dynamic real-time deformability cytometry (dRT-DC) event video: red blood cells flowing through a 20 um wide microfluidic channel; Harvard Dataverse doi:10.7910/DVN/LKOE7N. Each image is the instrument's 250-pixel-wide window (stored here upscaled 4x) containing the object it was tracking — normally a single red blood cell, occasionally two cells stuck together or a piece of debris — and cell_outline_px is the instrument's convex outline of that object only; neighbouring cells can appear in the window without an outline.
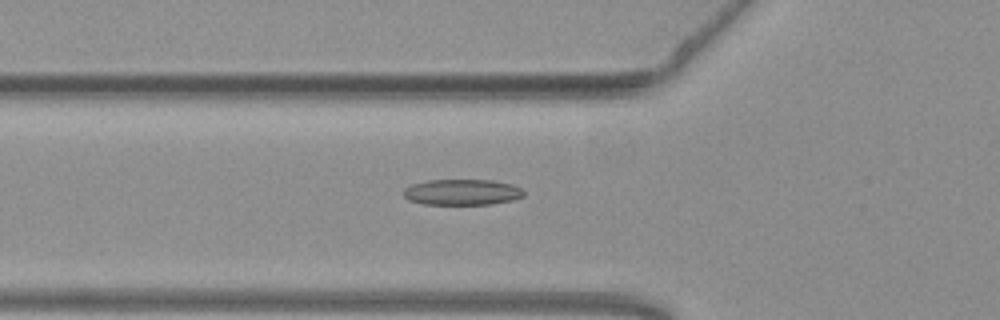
{"species": "common noctule bat (a hibernating species)", "species_latin": "Nyctalus noctula", "temperature_condition": "warm", "stored_images_in_passage": 40, "camera_frame_rate_fps": 3000, "um_per_image_px": 0.085, "animal": {"sex": "female", "body_mass_g": 19.3, "forearm_length_mm": 54.1}, "frame": {"image": 1, "passage_image": 10, "time_ms": 3.0, "image_size_px": [1000, 320], "cell_outline_px": [[524, 196], [512, 200], [492, 204], [424, 204], [408, 200], [404, 196], [404, 188], [412, 184], [428, 180], [492, 180], [512, 184], [520, 188], [524, 192]], "centroid_in_image_um": [39.27, 16.33], "position_along_channel_um": 86.5, "area_um2": 18.09}}
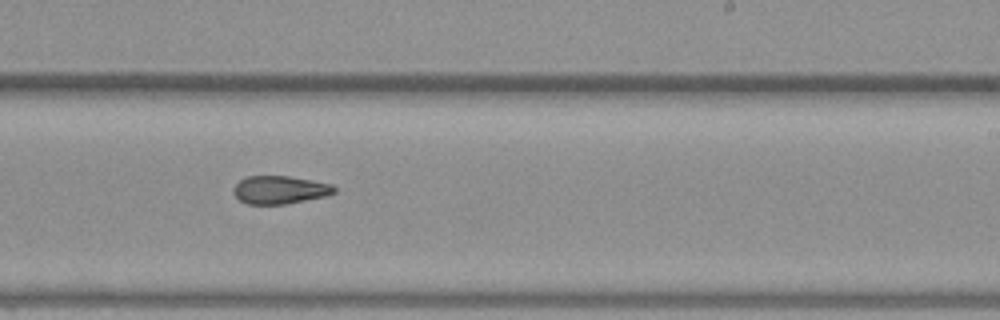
{"frame": {"image": 2, "passage_image": 24, "time_ms": 7.667, "image_size_px": [1000, 320], "cell_outline_px": [[336, 192], [328, 196], [284, 204], [248, 204], [240, 200], [232, 192], [236, 184], [240, 180], [248, 176], [288, 176], [332, 184], [336, 188]], "centroid_in_image_um": [23.81, 16.14], "position_along_channel_um": 265.2, "area_um2": 16.42}}
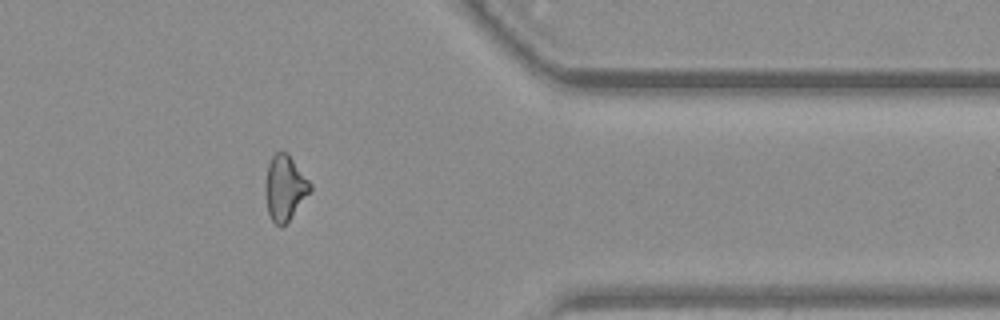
{"frame": {"image": 3, "passage_image": 35, "time_ms": 11.333, "image_size_px": [1000, 320], "cell_outline_px": [[312, 188], [288, 220], [280, 228], [272, 220], [268, 212], [264, 192], [264, 184], [268, 164], [272, 156], [276, 152], [288, 152], [312, 184]], "centroid_in_image_um": [24.18, 15.93], "position_along_channel_um": 387.2, "area_um2": 16.94}}